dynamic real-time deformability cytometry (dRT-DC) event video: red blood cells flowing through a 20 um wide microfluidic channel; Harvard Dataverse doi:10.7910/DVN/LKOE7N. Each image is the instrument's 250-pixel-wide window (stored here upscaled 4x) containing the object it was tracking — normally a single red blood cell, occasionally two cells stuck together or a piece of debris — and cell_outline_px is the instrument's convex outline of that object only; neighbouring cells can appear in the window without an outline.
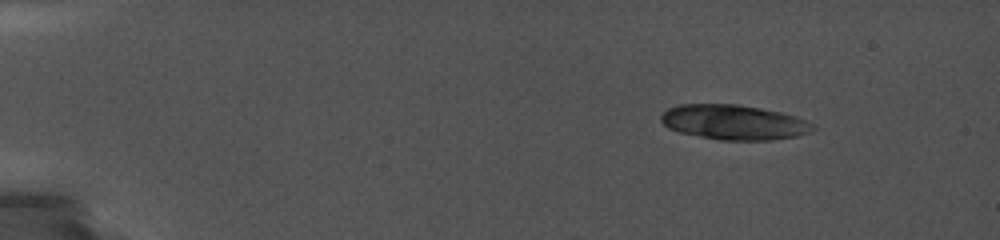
{"species": "common noctule bat (a hibernating species)", "species_latin": "Nyctalus noctula", "temperature_condition": "cold", "stored_images_in_passage": 9, "camera_frame_rate_fps": 5000, "um_per_image_px": 0.085, "animal": {"sex": "female", "body_mass_g": 19.0, "forearm_length_mm": 56.7}, "frame": {"image": 1, "passage_image": 1, "time_ms": 0.0, "image_size_px": [1000, 240], "cell_outline_px": [[816, 128], [808, 132], [796, 136], [772, 140], [720, 140], [680, 132], [668, 128], [660, 120], [660, 116], [668, 108], [680, 104], [740, 104], [780, 112], [796, 116], [816, 124]], "centroid_in_image_um": [62.39, 10.39], "position_along_channel_um": 22.6, "area_um2": 30.92}}